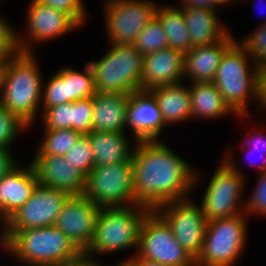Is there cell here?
<instances>
[{"label": "cell", "instance_id": "obj_1", "mask_svg": "<svg viewBox=\"0 0 266 266\" xmlns=\"http://www.w3.org/2000/svg\"><path fill=\"white\" fill-rule=\"evenodd\" d=\"M163 140L133 143V185L136 204L155 210L159 205L190 198L200 178L196 169Z\"/></svg>", "mask_w": 266, "mask_h": 266}, {"label": "cell", "instance_id": "obj_2", "mask_svg": "<svg viewBox=\"0 0 266 266\" xmlns=\"http://www.w3.org/2000/svg\"><path fill=\"white\" fill-rule=\"evenodd\" d=\"M34 53L19 52L3 61L0 103L28 127L41 115L43 78Z\"/></svg>", "mask_w": 266, "mask_h": 266}, {"label": "cell", "instance_id": "obj_3", "mask_svg": "<svg viewBox=\"0 0 266 266\" xmlns=\"http://www.w3.org/2000/svg\"><path fill=\"white\" fill-rule=\"evenodd\" d=\"M213 83L237 116L249 115L251 99L261 107L262 70L238 41L225 51Z\"/></svg>", "mask_w": 266, "mask_h": 266}, {"label": "cell", "instance_id": "obj_4", "mask_svg": "<svg viewBox=\"0 0 266 266\" xmlns=\"http://www.w3.org/2000/svg\"><path fill=\"white\" fill-rule=\"evenodd\" d=\"M23 266H59L82 253L55 225L15 231L7 239V254Z\"/></svg>", "mask_w": 266, "mask_h": 266}, {"label": "cell", "instance_id": "obj_5", "mask_svg": "<svg viewBox=\"0 0 266 266\" xmlns=\"http://www.w3.org/2000/svg\"><path fill=\"white\" fill-rule=\"evenodd\" d=\"M150 211L141 204L101 207L92 242L83 254L92 258V255L137 249L142 222Z\"/></svg>", "mask_w": 266, "mask_h": 266}, {"label": "cell", "instance_id": "obj_6", "mask_svg": "<svg viewBox=\"0 0 266 266\" xmlns=\"http://www.w3.org/2000/svg\"><path fill=\"white\" fill-rule=\"evenodd\" d=\"M108 46L110 49L99 60L88 62L93 72L96 93L130 95L141 90L143 56L133 45Z\"/></svg>", "mask_w": 266, "mask_h": 266}, {"label": "cell", "instance_id": "obj_7", "mask_svg": "<svg viewBox=\"0 0 266 266\" xmlns=\"http://www.w3.org/2000/svg\"><path fill=\"white\" fill-rule=\"evenodd\" d=\"M224 155L199 204L208 222L245 212V202H242L246 186L244 172L236 165L232 153L228 151Z\"/></svg>", "mask_w": 266, "mask_h": 266}, {"label": "cell", "instance_id": "obj_8", "mask_svg": "<svg viewBox=\"0 0 266 266\" xmlns=\"http://www.w3.org/2000/svg\"><path fill=\"white\" fill-rule=\"evenodd\" d=\"M247 215L211 220L207 224L196 266H233L247 243Z\"/></svg>", "mask_w": 266, "mask_h": 266}, {"label": "cell", "instance_id": "obj_9", "mask_svg": "<svg viewBox=\"0 0 266 266\" xmlns=\"http://www.w3.org/2000/svg\"><path fill=\"white\" fill-rule=\"evenodd\" d=\"M135 254L164 266H196V259L177 242L170 226L155 210L142 222Z\"/></svg>", "mask_w": 266, "mask_h": 266}, {"label": "cell", "instance_id": "obj_10", "mask_svg": "<svg viewBox=\"0 0 266 266\" xmlns=\"http://www.w3.org/2000/svg\"><path fill=\"white\" fill-rule=\"evenodd\" d=\"M83 195L99 207L136 204L132 159L116 165L95 166L87 175Z\"/></svg>", "mask_w": 266, "mask_h": 266}, {"label": "cell", "instance_id": "obj_11", "mask_svg": "<svg viewBox=\"0 0 266 266\" xmlns=\"http://www.w3.org/2000/svg\"><path fill=\"white\" fill-rule=\"evenodd\" d=\"M108 44L133 45L140 32L155 17L157 3L151 0H106Z\"/></svg>", "mask_w": 266, "mask_h": 266}, {"label": "cell", "instance_id": "obj_12", "mask_svg": "<svg viewBox=\"0 0 266 266\" xmlns=\"http://www.w3.org/2000/svg\"><path fill=\"white\" fill-rule=\"evenodd\" d=\"M189 198L166 202L155 211L170 226L177 242L195 259L202 250L208 221L202 213L199 203Z\"/></svg>", "mask_w": 266, "mask_h": 266}, {"label": "cell", "instance_id": "obj_13", "mask_svg": "<svg viewBox=\"0 0 266 266\" xmlns=\"http://www.w3.org/2000/svg\"><path fill=\"white\" fill-rule=\"evenodd\" d=\"M70 194L38 184L29 200L5 221L7 239L19 230L53 226Z\"/></svg>", "mask_w": 266, "mask_h": 266}, {"label": "cell", "instance_id": "obj_14", "mask_svg": "<svg viewBox=\"0 0 266 266\" xmlns=\"http://www.w3.org/2000/svg\"><path fill=\"white\" fill-rule=\"evenodd\" d=\"M28 6L27 34H25L27 36L23 38L17 34L20 52L33 53L31 50L33 43L40 44V42L57 39L80 27L69 15L43 5L38 0H31ZM26 38L27 40L24 41Z\"/></svg>", "mask_w": 266, "mask_h": 266}, {"label": "cell", "instance_id": "obj_15", "mask_svg": "<svg viewBox=\"0 0 266 266\" xmlns=\"http://www.w3.org/2000/svg\"><path fill=\"white\" fill-rule=\"evenodd\" d=\"M101 207L84 195H70L57 217L55 226L84 253L92 242Z\"/></svg>", "mask_w": 266, "mask_h": 266}, {"label": "cell", "instance_id": "obj_16", "mask_svg": "<svg viewBox=\"0 0 266 266\" xmlns=\"http://www.w3.org/2000/svg\"><path fill=\"white\" fill-rule=\"evenodd\" d=\"M131 139L137 141L159 140L166 127L158 104L149 91L139 90L130 94L127 105V123Z\"/></svg>", "mask_w": 266, "mask_h": 266}, {"label": "cell", "instance_id": "obj_17", "mask_svg": "<svg viewBox=\"0 0 266 266\" xmlns=\"http://www.w3.org/2000/svg\"><path fill=\"white\" fill-rule=\"evenodd\" d=\"M31 164L38 184L64 190L70 195L84 194L87 176L65 161L63 156L35 155Z\"/></svg>", "mask_w": 266, "mask_h": 266}, {"label": "cell", "instance_id": "obj_18", "mask_svg": "<svg viewBox=\"0 0 266 266\" xmlns=\"http://www.w3.org/2000/svg\"><path fill=\"white\" fill-rule=\"evenodd\" d=\"M184 78V53L164 48L143 57L141 90L182 83Z\"/></svg>", "mask_w": 266, "mask_h": 266}, {"label": "cell", "instance_id": "obj_19", "mask_svg": "<svg viewBox=\"0 0 266 266\" xmlns=\"http://www.w3.org/2000/svg\"><path fill=\"white\" fill-rule=\"evenodd\" d=\"M37 185L31 162L25 168L17 164L0 179V222L3 227L5 221L29 200Z\"/></svg>", "mask_w": 266, "mask_h": 266}, {"label": "cell", "instance_id": "obj_20", "mask_svg": "<svg viewBox=\"0 0 266 266\" xmlns=\"http://www.w3.org/2000/svg\"><path fill=\"white\" fill-rule=\"evenodd\" d=\"M229 32L214 44L190 48L184 54V78L190 82H213L225 51L235 42Z\"/></svg>", "mask_w": 266, "mask_h": 266}, {"label": "cell", "instance_id": "obj_21", "mask_svg": "<svg viewBox=\"0 0 266 266\" xmlns=\"http://www.w3.org/2000/svg\"><path fill=\"white\" fill-rule=\"evenodd\" d=\"M130 95L96 93L93 99L92 128L94 132L126 131L127 105Z\"/></svg>", "mask_w": 266, "mask_h": 266}, {"label": "cell", "instance_id": "obj_22", "mask_svg": "<svg viewBox=\"0 0 266 266\" xmlns=\"http://www.w3.org/2000/svg\"><path fill=\"white\" fill-rule=\"evenodd\" d=\"M149 92L156 100L166 126L192 119L190 89L183 82L152 88Z\"/></svg>", "mask_w": 266, "mask_h": 266}, {"label": "cell", "instance_id": "obj_23", "mask_svg": "<svg viewBox=\"0 0 266 266\" xmlns=\"http://www.w3.org/2000/svg\"><path fill=\"white\" fill-rule=\"evenodd\" d=\"M126 134V131H92L86 134L94 155L95 166L116 165L132 159L134 148Z\"/></svg>", "mask_w": 266, "mask_h": 266}, {"label": "cell", "instance_id": "obj_24", "mask_svg": "<svg viewBox=\"0 0 266 266\" xmlns=\"http://www.w3.org/2000/svg\"><path fill=\"white\" fill-rule=\"evenodd\" d=\"M183 10L191 48L214 44L230 31L220 24L217 10L181 8Z\"/></svg>", "mask_w": 266, "mask_h": 266}, {"label": "cell", "instance_id": "obj_25", "mask_svg": "<svg viewBox=\"0 0 266 266\" xmlns=\"http://www.w3.org/2000/svg\"><path fill=\"white\" fill-rule=\"evenodd\" d=\"M192 118L211 120L222 116H237L224 102L222 94L213 82H192L189 85ZM205 118V119H204Z\"/></svg>", "mask_w": 266, "mask_h": 266}, {"label": "cell", "instance_id": "obj_26", "mask_svg": "<svg viewBox=\"0 0 266 266\" xmlns=\"http://www.w3.org/2000/svg\"><path fill=\"white\" fill-rule=\"evenodd\" d=\"M173 4L157 5L155 16L162 23L167 36L168 47L186 53L191 48L183 10Z\"/></svg>", "mask_w": 266, "mask_h": 266}, {"label": "cell", "instance_id": "obj_27", "mask_svg": "<svg viewBox=\"0 0 266 266\" xmlns=\"http://www.w3.org/2000/svg\"><path fill=\"white\" fill-rule=\"evenodd\" d=\"M65 83L67 103L93 97L96 94L93 72L88 62L85 63L82 73L73 67L65 66Z\"/></svg>", "mask_w": 266, "mask_h": 266}, {"label": "cell", "instance_id": "obj_28", "mask_svg": "<svg viewBox=\"0 0 266 266\" xmlns=\"http://www.w3.org/2000/svg\"><path fill=\"white\" fill-rule=\"evenodd\" d=\"M43 135L36 155L64 156L82 136L72 129H44Z\"/></svg>", "mask_w": 266, "mask_h": 266}, {"label": "cell", "instance_id": "obj_29", "mask_svg": "<svg viewBox=\"0 0 266 266\" xmlns=\"http://www.w3.org/2000/svg\"><path fill=\"white\" fill-rule=\"evenodd\" d=\"M133 46L143 57L168 47L166 33L162 23L156 16L140 32Z\"/></svg>", "mask_w": 266, "mask_h": 266}, {"label": "cell", "instance_id": "obj_30", "mask_svg": "<svg viewBox=\"0 0 266 266\" xmlns=\"http://www.w3.org/2000/svg\"><path fill=\"white\" fill-rule=\"evenodd\" d=\"M47 82L42 85L41 113L55 105L67 103V90L65 83V66L58 69ZM45 83V84H44ZM47 83V84H46Z\"/></svg>", "mask_w": 266, "mask_h": 266}, {"label": "cell", "instance_id": "obj_31", "mask_svg": "<svg viewBox=\"0 0 266 266\" xmlns=\"http://www.w3.org/2000/svg\"><path fill=\"white\" fill-rule=\"evenodd\" d=\"M63 157L65 161H69L77 170L82 171L86 176L95 167L94 155L86 135H82Z\"/></svg>", "mask_w": 266, "mask_h": 266}, {"label": "cell", "instance_id": "obj_32", "mask_svg": "<svg viewBox=\"0 0 266 266\" xmlns=\"http://www.w3.org/2000/svg\"><path fill=\"white\" fill-rule=\"evenodd\" d=\"M238 42L261 70L266 68V25H258L252 32L250 31V35Z\"/></svg>", "mask_w": 266, "mask_h": 266}, {"label": "cell", "instance_id": "obj_33", "mask_svg": "<svg viewBox=\"0 0 266 266\" xmlns=\"http://www.w3.org/2000/svg\"><path fill=\"white\" fill-rule=\"evenodd\" d=\"M28 128L24 122L0 103V146L11 149L18 134Z\"/></svg>", "mask_w": 266, "mask_h": 266}, {"label": "cell", "instance_id": "obj_34", "mask_svg": "<svg viewBox=\"0 0 266 266\" xmlns=\"http://www.w3.org/2000/svg\"><path fill=\"white\" fill-rule=\"evenodd\" d=\"M73 102L55 105L41 113L44 129H72Z\"/></svg>", "mask_w": 266, "mask_h": 266}, {"label": "cell", "instance_id": "obj_35", "mask_svg": "<svg viewBox=\"0 0 266 266\" xmlns=\"http://www.w3.org/2000/svg\"><path fill=\"white\" fill-rule=\"evenodd\" d=\"M93 99L92 97L80 99L73 102L72 109V130L80 132L82 135L93 131Z\"/></svg>", "mask_w": 266, "mask_h": 266}, {"label": "cell", "instance_id": "obj_36", "mask_svg": "<svg viewBox=\"0 0 266 266\" xmlns=\"http://www.w3.org/2000/svg\"><path fill=\"white\" fill-rule=\"evenodd\" d=\"M245 201V214L266 216V170L258 173L257 183Z\"/></svg>", "mask_w": 266, "mask_h": 266}, {"label": "cell", "instance_id": "obj_37", "mask_svg": "<svg viewBox=\"0 0 266 266\" xmlns=\"http://www.w3.org/2000/svg\"><path fill=\"white\" fill-rule=\"evenodd\" d=\"M13 28L7 19L0 16V61H6L20 52L17 43V30Z\"/></svg>", "mask_w": 266, "mask_h": 266}, {"label": "cell", "instance_id": "obj_38", "mask_svg": "<svg viewBox=\"0 0 266 266\" xmlns=\"http://www.w3.org/2000/svg\"><path fill=\"white\" fill-rule=\"evenodd\" d=\"M43 5L52 7L69 15L79 26L84 24L87 10L82 0H38Z\"/></svg>", "mask_w": 266, "mask_h": 266}, {"label": "cell", "instance_id": "obj_39", "mask_svg": "<svg viewBox=\"0 0 266 266\" xmlns=\"http://www.w3.org/2000/svg\"><path fill=\"white\" fill-rule=\"evenodd\" d=\"M254 128L252 129V131L251 132H254V133H250L249 135H248V133H247V136H248V138L250 139V141L247 143V139L245 140H243L241 143V152H245V150H244V148L242 149V147L245 145V143L244 142H246L247 144H250L249 146H250V150L251 151H266V134H264L266 131H264L263 130V128L261 127V126H259L260 128H259V133L257 134L256 133V135H255V126H253ZM254 130V131H253ZM261 131H263V133L262 134H260V132ZM244 143V144H243Z\"/></svg>", "mask_w": 266, "mask_h": 266}, {"label": "cell", "instance_id": "obj_40", "mask_svg": "<svg viewBox=\"0 0 266 266\" xmlns=\"http://www.w3.org/2000/svg\"><path fill=\"white\" fill-rule=\"evenodd\" d=\"M10 148L0 146V179L17 165Z\"/></svg>", "mask_w": 266, "mask_h": 266}, {"label": "cell", "instance_id": "obj_41", "mask_svg": "<svg viewBox=\"0 0 266 266\" xmlns=\"http://www.w3.org/2000/svg\"><path fill=\"white\" fill-rule=\"evenodd\" d=\"M180 8L212 9L218 10L216 0H179Z\"/></svg>", "mask_w": 266, "mask_h": 266}, {"label": "cell", "instance_id": "obj_42", "mask_svg": "<svg viewBox=\"0 0 266 266\" xmlns=\"http://www.w3.org/2000/svg\"><path fill=\"white\" fill-rule=\"evenodd\" d=\"M120 264H125L126 266H164L156 261L141 258L137 255H133L132 258H126Z\"/></svg>", "mask_w": 266, "mask_h": 266}, {"label": "cell", "instance_id": "obj_43", "mask_svg": "<svg viewBox=\"0 0 266 266\" xmlns=\"http://www.w3.org/2000/svg\"><path fill=\"white\" fill-rule=\"evenodd\" d=\"M59 266H102L100 265V262H96V259L88 257L84 255L83 253L75 260L65 262Z\"/></svg>", "mask_w": 266, "mask_h": 266}, {"label": "cell", "instance_id": "obj_44", "mask_svg": "<svg viewBox=\"0 0 266 266\" xmlns=\"http://www.w3.org/2000/svg\"><path fill=\"white\" fill-rule=\"evenodd\" d=\"M266 110V68L262 70L261 107Z\"/></svg>", "mask_w": 266, "mask_h": 266}, {"label": "cell", "instance_id": "obj_45", "mask_svg": "<svg viewBox=\"0 0 266 266\" xmlns=\"http://www.w3.org/2000/svg\"><path fill=\"white\" fill-rule=\"evenodd\" d=\"M250 152H251V153L254 152V154H256V151H249V153H250ZM257 152H258V151H257ZM259 152H261L259 155H260V156L263 158V160H264V161L261 162V164L258 165V170H257V172L259 171L258 173H261V172H263V171L266 170V151H259ZM257 155H258V154H257ZM261 157H260V158H261ZM252 162H253V163H252ZM252 162L249 164L250 166H251V164H252V165H255V166L257 165L255 161H252Z\"/></svg>", "mask_w": 266, "mask_h": 266}, {"label": "cell", "instance_id": "obj_46", "mask_svg": "<svg viewBox=\"0 0 266 266\" xmlns=\"http://www.w3.org/2000/svg\"><path fill=\"white\" fill-rule=\"evenodd\" d=\"M3 229V230H2ZM0 228V247L7 252V237H6V230L5 227Z\"/></svg>", "mask_w": 266, "mask_h": 266}, {"label": "cell", "instance_id": "obj_47", "mask_svg": "<svg viewBox=\"0 0 266 266\" xmlns=\"http://www.w3.org/2000/svg\"><path fill=\"white\" fill-rule=\"evenodd\" d=\"M235 2L234 0H216V2L218 3L219 7L222 5H230L231 2Z\"/></svg>", "mask_w": 266, "mask_h": 266}, {"label": "cell", "instance_id": "obj_48", "mask_svg": "<svg viewBox=\"0 0 266 266\" xmlns=\"http://www.w3.org/2000/svg\"><path fill=\"white\" fill-rule=\"evenodd\" d=\"M2 74H3V61H0V95H1Z\"/></svg>", "mask_w": 266, "mask_h": 266}, {"label": "cell", "instance_id": "obj_49", "mask_svg": "<svg viewBox=\"0 0 266 266\" xmlns=\"http://www.w3.org/2000/svg\"><path fill=\"white\" fill-rule=\"evenodd\" d=\"M115 266H126V265L118 263L117 265L115 264Z\"/></svg>", "mask_w": 266, "mask_h": 266}, {"label": "cell", "instance_id": "obj_50", "mask_svg": "<svg viewBox=\"0 0 266 266\" xmlns=\"http://www.w3.org/2000/svg\"><path fill=\"white\" fill-rule=\"evenodd\" d=\"M259 25H266V20H265V22H264V23L262 22V23H260Z\"/></svg>", "mask_w": 266, "mask_h": 266}]
</instances>
